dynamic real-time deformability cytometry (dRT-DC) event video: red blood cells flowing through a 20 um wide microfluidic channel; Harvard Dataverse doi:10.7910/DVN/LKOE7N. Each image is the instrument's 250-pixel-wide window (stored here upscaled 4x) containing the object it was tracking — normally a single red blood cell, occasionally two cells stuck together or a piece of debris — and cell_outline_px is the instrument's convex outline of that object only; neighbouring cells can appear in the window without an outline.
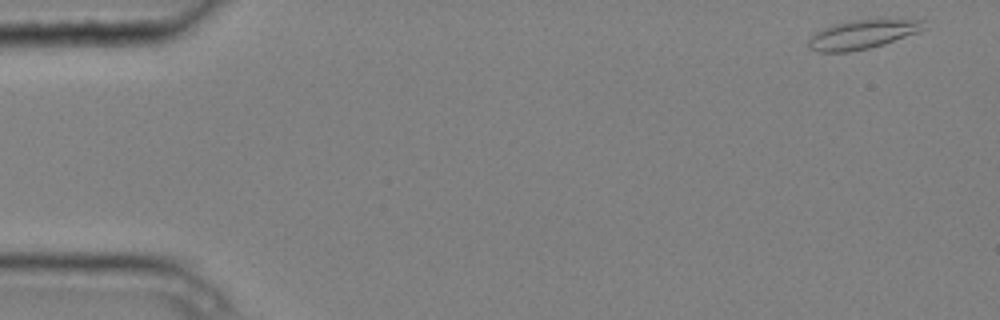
{"species": "common noctule bat (a hibernating species)", "species_latin": "Nyctalus noctula", "temperature_condition": "cold", "stored_images_in_passage": 6, "camera_frame_rate_fps": 3000, "um_per_image_px": 0.085, "animal": {"sex": "male", "body_mass_g": 20.4}, "frame": {"image": 1, "passage_image": 1, "time_ms": 0.0, "image_size_px": [1000, 320], "cell_outline_px": [[924, 28], [916, 32], [884, 44], [868, 48], [848, 52], [816, 52], [808, 48], [808, 40], [816, 32], [832, 24], [856, 20], [924, 20]], "centroid_in_image_um": [73.22, 2.94], "position_along_channel_um": 11.8, "area_um2": 19.02}}
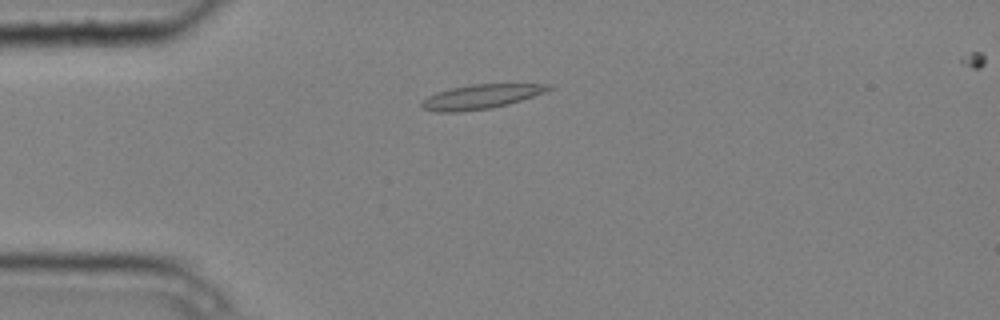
{"frame": {"image": 2, "passage_image": 4, "time_ms": 1.0, "image_size_px": [1000, 320], "cell_outline_px": [[552, 88], [544, 92], [508, 104], [492, 108], [456, 112], [436, 112], [424, 108], [420, 104], [428, 96], [452, 88], [472, 84], [552, 84]], "centroid_in_image_um": [40.89, 8.22], "position_along_channel_um": 44.1, "area_um2": 17.63}}
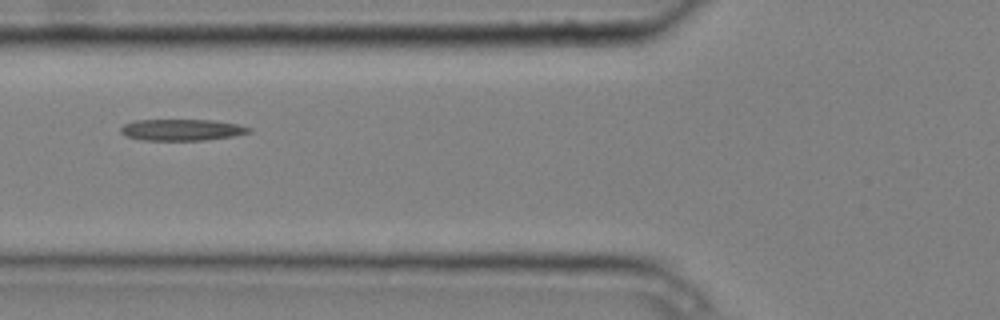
{"frame": {"image": 3, "passage_image": 6, "time_ms": 1.667, "image_size_px": [1000, 320], "cell_outline_px": [[252, 132], [232, 136], [204, 140], [144, 140], [124, 136], [120, 132], [120, 128], [124, 124], [136, 120], [216, 120], [236, 124], [252, 128]], "centroid_in_image_um": [15.44, 11.03], "position_along_channel_um": 110.4, "area_um2": 16.01}}